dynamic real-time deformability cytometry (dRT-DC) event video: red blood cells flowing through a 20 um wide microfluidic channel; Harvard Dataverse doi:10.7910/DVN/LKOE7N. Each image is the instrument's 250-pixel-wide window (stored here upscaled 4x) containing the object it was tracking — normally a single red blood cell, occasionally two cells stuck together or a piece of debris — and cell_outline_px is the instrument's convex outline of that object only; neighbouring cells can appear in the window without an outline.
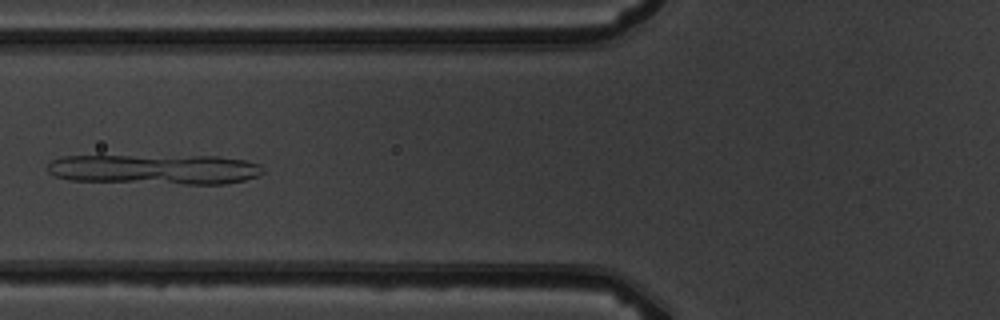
{"species": "common noctule bat (a hibernating species)", "species_latin": "Nyctalus noctula", "temperature_condition": "warm", "stored_images_in_passage": 5, "camera_frame_rate_fps": 3000, "um_per_image_px": 0.085, "animal": {"sex": "male", "body_mass_g": 19.5, "forearm_length_mm": 54.6}, "frame": {"image": 1, "passage_image": 4, "time_ms": 3.667, "image_size_px": [1000, 320], "cell_outline_px": [[264, 172], [256, 176], [244, 180], [224, 184], [184, 184], [68, 180], [52, 176], [48, 172], [48, 164], [52, 160], [60, 156], [216, 156], [244, 160], [260, 164], [264, 168]], "centroid_in_image_um": [13.14, 14.39], "position_along_channel_um": 112.7, "area_um2": 37.97}}